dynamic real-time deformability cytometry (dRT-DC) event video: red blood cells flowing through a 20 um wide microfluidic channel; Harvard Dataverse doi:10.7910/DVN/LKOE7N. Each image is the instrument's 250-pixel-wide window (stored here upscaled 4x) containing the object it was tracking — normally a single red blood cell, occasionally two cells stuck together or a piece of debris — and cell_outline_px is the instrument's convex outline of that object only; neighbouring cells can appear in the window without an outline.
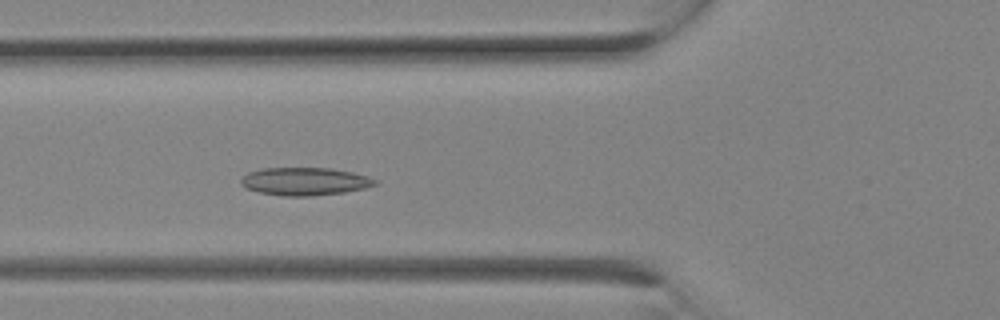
{"species": "Egyptian fruit bat (a non-hibernating species)", "species_latin": "Rousettus aegyptiacus", "temperature_condition": "room temperature", "stored_images_in_passage": 8, "camera_frame_rate_fps": 3000, "um_per_image_px": 0.085, "animal": {"sex": "female"}, "frame": {"image": 1, "passage_image": 8, "time_ms": 2.333, "image_size_px": [1000, 320], "cell_outline_px": [[380, 180], [376, 184], [364, 188], [344, 192], [308, 196], [284, 196], [260, 192], [248, 188], [240, 184], [240, 180], [248, 172], [264, 168], [332, 168], [352, 172], [368, 176]], "centroid_in_image_um": [25.94, 15.41], "position_along_channel_um": 99.9, "area_um2": 21.68}}